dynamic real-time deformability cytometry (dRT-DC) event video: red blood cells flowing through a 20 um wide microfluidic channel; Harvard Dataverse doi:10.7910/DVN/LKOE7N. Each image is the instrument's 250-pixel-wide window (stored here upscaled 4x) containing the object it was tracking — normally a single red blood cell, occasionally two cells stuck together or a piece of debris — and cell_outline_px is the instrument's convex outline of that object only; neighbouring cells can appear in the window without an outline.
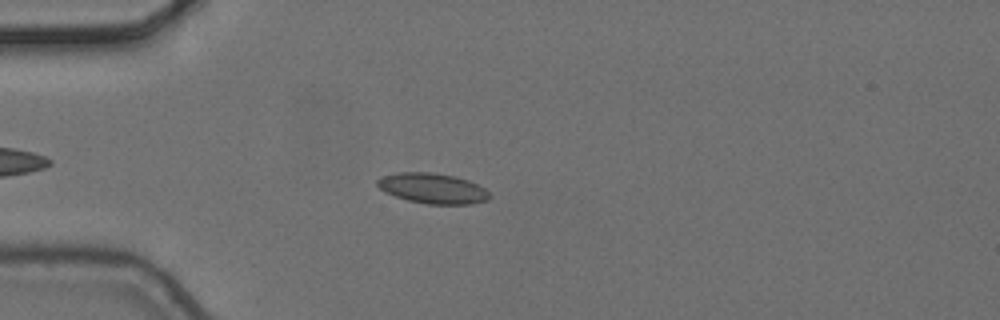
{"species": "common noctule bat (a hibernating species)", "species_latin": "Nyctalus noctula", "temperature_condition": "cold", "stored_images_in_passage": 4, "camera_frame_rate_fps": 3000, "um_per_image_px": 0.085, "animal": {"sex": "female", "body_mass_g": 24.6, "forearm_length_mm": 56.2}, "frame": {"image": 1, "passage_image": 2, "time_ms": 0.333, "image_size_px": [1000, 320], "cell_outline_px": [[492, 196], [488, 200], [472, 204], [428, 204], [408, 200], [384, 192], [376, 184], [376, 180], [384, 176], [396, 172], [432, 172], [456, 176], [468, 180], [484, 188]], "centroid_in_image_um": [36.78, 16.01], "position_along_channel_um": 48.2, "area_um2": 19.88}}
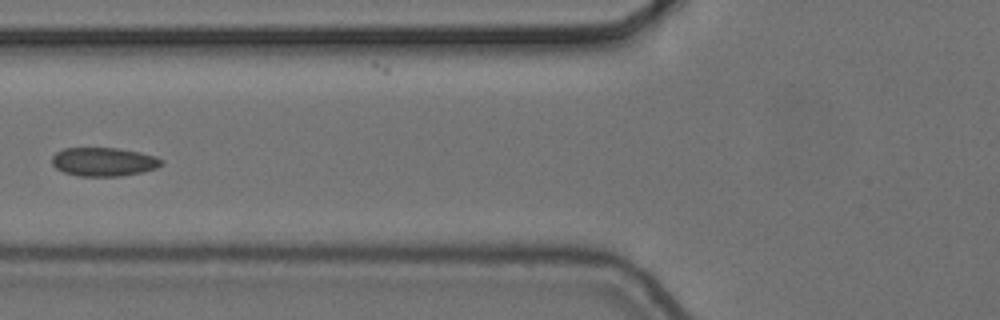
{"frame": {"image": 2, "passage_image": 4, "time_ms": 1.0, "image_size_px": [1000, 320], "cell_outline_px": [[164, 164], [156, 168], [140, 172], [120, 176], [80, 176], [64, 172], [56, 168], [52, 164], [52, 156], [56, 152], [64, 148], [120, 148], [140, 152], [156, 156], [164, 160]], "centroid_in_image_um": [8.83, 13.74], "position_along_channel_um": 117.0, "area_um2": 18.38}}